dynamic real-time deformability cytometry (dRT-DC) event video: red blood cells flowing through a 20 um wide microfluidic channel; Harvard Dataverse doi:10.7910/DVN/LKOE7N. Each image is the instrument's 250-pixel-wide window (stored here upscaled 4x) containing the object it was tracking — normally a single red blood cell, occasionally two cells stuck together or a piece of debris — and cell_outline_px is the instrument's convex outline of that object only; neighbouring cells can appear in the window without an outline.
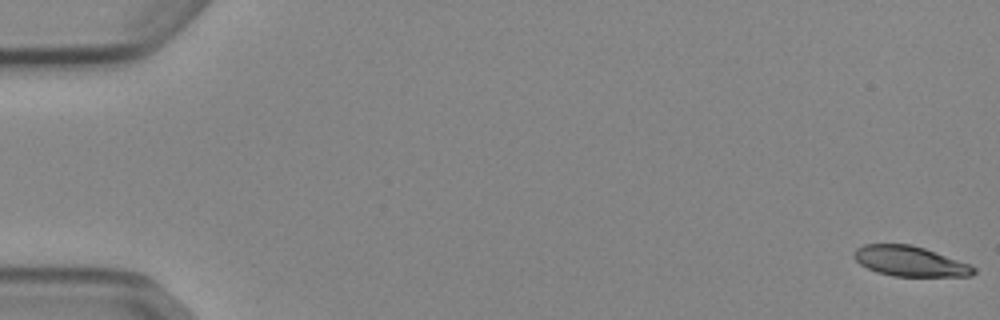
{"species": "Egyptian fruit bat (a non-hibernating species)", "species_latin": "Rousettus aegyptiacus", "temperature_condition": "cold", "stored_images_in_passage": 53, "camera_frame_rate_fps": 3000, "um_per_image_px": 0.085, "animal": {"sex": "female"}, "frame": {"image": 1, "passage_image": 1, "time_ms": 0.0, "image_size_px": [1000, 320], "cell_outline_px": [[976, 272], [972, 276], [892, 276], [876, 272], [860, 264], [852, 256], [856, 248], [864, 244], [912, 244], [924, 248], [968, 264], [976, 268]], "centroid_in_image_um": [77.31, 22.2], "position_along_channel_um": 7.7, "area_um2": 20.92}}
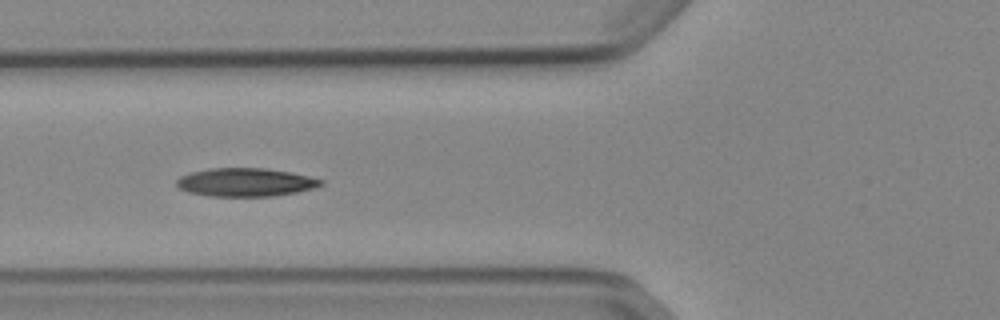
{"frame": {"image": 2, "passage_image": 21, "time_ms": 6.667, "image_size_px": [1000, 320], "cell_outline_px": [[324, 184], [316, 188], [296, 192], [272, 196], [208, 196], [188, 192], [180, 188], [176, 184], [176, 180], [180, 176], [192, 172], [208, 168], [264, 168], [288, 172], [308, 176], [324, 180]], "centroid_in_image_um": [20.87, 15.49], "position_along_channel_um": 104.9, "area_um2": 23.81}}
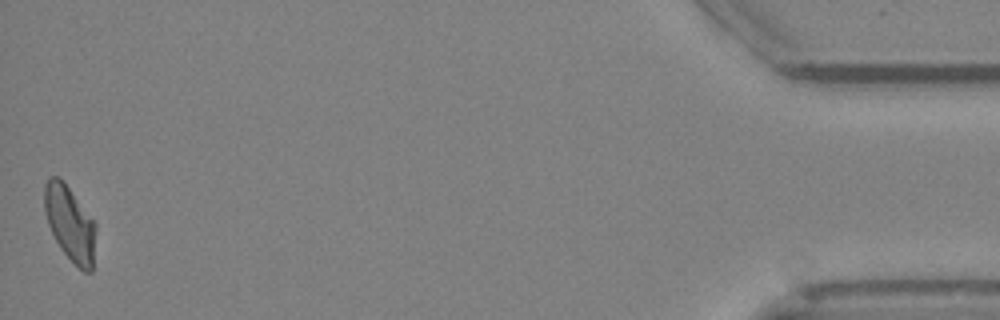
{"frame": {"image": 3, "passage_image": 53, "time_ms": 17.333, "image_size_px": [1000, 320], "cell_outline_px": [[96, 228], [92, 272], [84, 272], [60, 248], [48, 224], [44, 212], [44, 184], [48, 176], [60, 176], [96, 224]], "centroid_in_image_um": [5.93, 18.95], "position_along_channel_um": 429.3, "area_um2": 22.31}, "authors_computed_cell_mechanics": {"area_um2": 23.0622, "velocity_mm_per_s": 3.8672, "shape_relaxation_time_tau1_ms": 7.5313, "shape_relaxation_time_tau2_ms": 5.8836, "deformation_change_tau1": 0.181, "deformation_change_tau2": 0.1207}}